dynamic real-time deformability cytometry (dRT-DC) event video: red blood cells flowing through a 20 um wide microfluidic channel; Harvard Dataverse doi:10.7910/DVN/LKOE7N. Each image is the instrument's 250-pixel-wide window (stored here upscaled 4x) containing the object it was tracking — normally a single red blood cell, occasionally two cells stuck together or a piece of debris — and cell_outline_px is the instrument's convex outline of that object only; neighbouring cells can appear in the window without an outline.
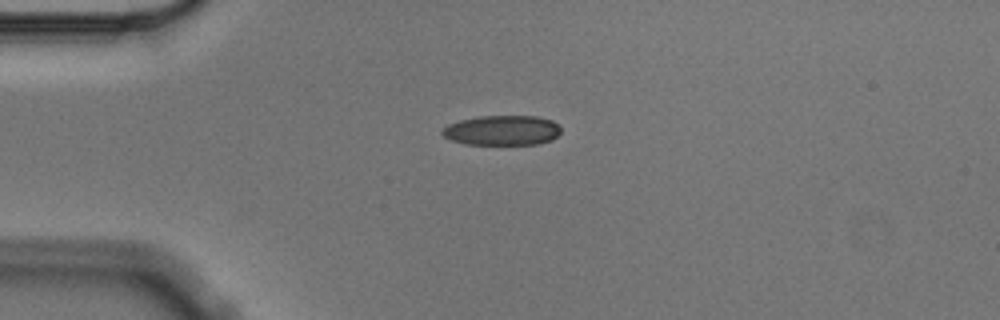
{"species": "Egyptian fruit bat (a non-hibernating species)", "species_latin": "Rousettus aegyptiacus", "temperature_condition": "cold", "stored_images_in_passage": 3, "segment_of_instrument_passage": [1, 2], "camera_frame_rate_fps": 3000, "um_per_image_px": 0.085, "animal": {"sex": "male"}, "frame": {"image": 1, "passage_image": 1, "time_ms": 0.0, "image_size_px": [1000, 320], "cell_outline_px": [[560, 132], [552, 140], [536, 144], [464, 144], [452, 140], [444, 136], [440, 132], [440, 128], [448, 124], [460, 120], [476, 116], [536, 116], [552, 120], [560, 124]], "centroid_in_image_um": [42.66, 11.07], "position_along_channel_um": 42.3, "area_um2": 20.87}}